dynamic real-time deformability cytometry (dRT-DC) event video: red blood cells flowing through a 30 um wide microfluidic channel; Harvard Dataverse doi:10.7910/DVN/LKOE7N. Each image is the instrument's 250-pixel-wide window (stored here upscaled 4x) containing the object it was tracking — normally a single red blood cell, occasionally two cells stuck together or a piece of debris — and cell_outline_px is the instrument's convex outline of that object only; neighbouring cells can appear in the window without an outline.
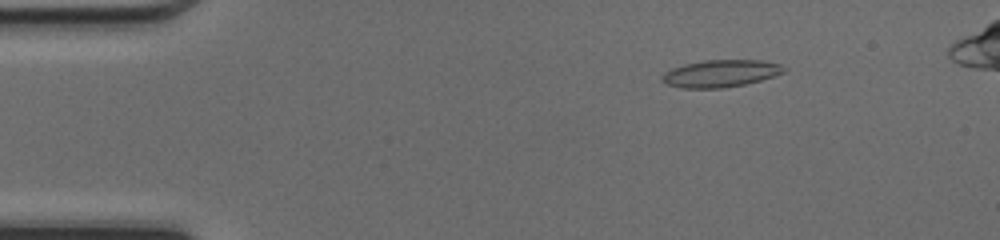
{"species": "common noctule bat (a hibernating species)", "species_latin": "Nyctalus noctula", "temperature_condition": "cold", "stored_images_in_passage": 42, "segment_of_instrument_passage": [1, 2], "camera_frame_rate_fps": 3000, "um_per_image_px": 0.085, "animal": {"sex": "female", "body_mass_g": 17.0, "forearm_length_mm": 48.0}, "frame": {"image": 1, "passage_image": 1, "time_ms": 0.0, "image_size_px": [1000, 240], "cell_outline_px": [[788, 68], [784, 72], [760, 80], [744, 84], [720, 88], [680, 88], [668, 84], [660, 80], [660, 76], [664, 72], [672, 68], [684, 64], [704, 60], [760, 60], [780, 64]], "centroid_in_image_um": [61.22, 6.24], "position_along_channel_um": 23.8, "area_um2": 19.31}}
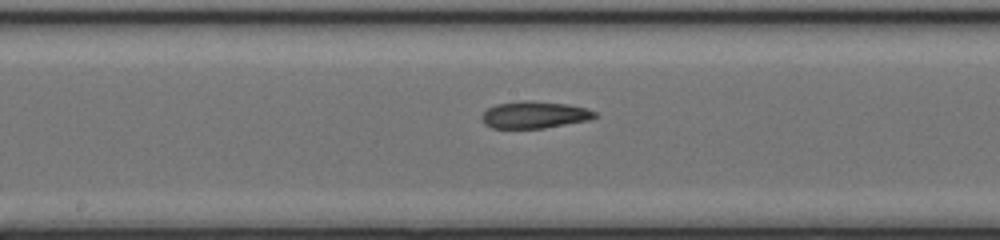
{"frame": {"image": 2, "passage_image": 19, "time_ms": 6.0, "image_size_px": [1000, 240], "cell_outline_px": [[600, 116], [588, 120], [544, 128], [492, 128], [484, 124], [480, 116], [488, 108], [496, 104], [524, 100], [532, 100], [568, 104], [588, 108], [596, 112]], "centroid_in_image_um": [45.45, 9.75], "position_along_channel_um": 202.8, "area_um2": 17.98}}
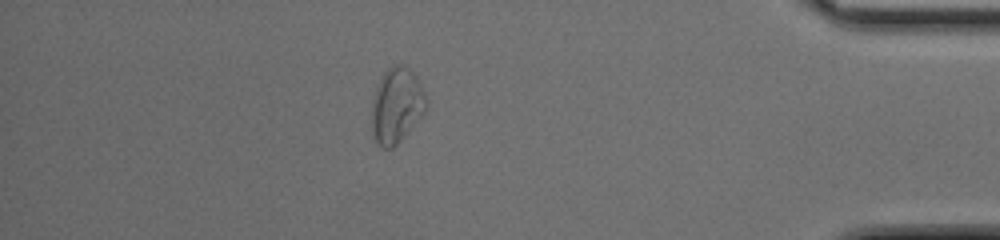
{"frame": {"image": 3, "passage_image": 36, "time_ms": 11.667, "image_size_px": [1000, 240], "cell_outline_px": [[428, 108], [400, 140], [392, 148], [384, 148], [376, 140], [372, 132], [372, 100], [376, 88], [384, 72], [392, 64], [400, 64], [408, 68], [416, 76], [428, 100]], "centroid_in_image_um": [33.72, 8.93], "position_along_channel_um": 401.5, "area_um2": 23.64}}